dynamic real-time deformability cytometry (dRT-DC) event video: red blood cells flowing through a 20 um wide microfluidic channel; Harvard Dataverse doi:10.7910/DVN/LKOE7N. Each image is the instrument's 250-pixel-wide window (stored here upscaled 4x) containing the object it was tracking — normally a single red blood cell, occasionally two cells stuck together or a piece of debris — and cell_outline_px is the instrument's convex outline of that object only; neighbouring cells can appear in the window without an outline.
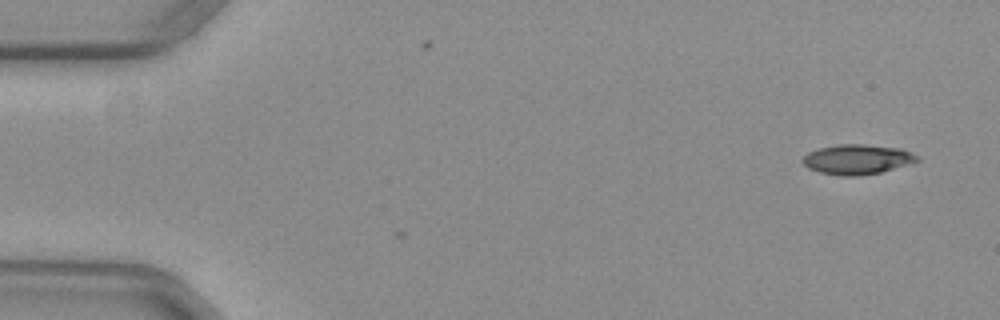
{"species": "common noctule bat (a hibernating species)", "species_latin": "Nyctalus noctula", "temperature_condition": "warm", "stored_images_in_passage": 4, "camera_frame_rate_fps": 3000, "um_per_image_px": 0.085, "animal": {"sex": "female", "body_mass_g": 29.2, "forearm_length_mm": 56.3}, "frame": {"image": 1, "passage_image": 4, "time_ms": 1.0, "image_size_px": [1000, 320], "cell_outline_px": [[920, 160], [880, 172], [856, 176], [844, 176], [820, 172], [808, 168], [800, 160], [808, 152], [816, 148], [840, 144], [864, 144], [900, 148], [916, 156]], "centroid_in_image_um": [72.79, 13.53], "position_along_channel_um": 12.2, "area_um2": 19.71}}